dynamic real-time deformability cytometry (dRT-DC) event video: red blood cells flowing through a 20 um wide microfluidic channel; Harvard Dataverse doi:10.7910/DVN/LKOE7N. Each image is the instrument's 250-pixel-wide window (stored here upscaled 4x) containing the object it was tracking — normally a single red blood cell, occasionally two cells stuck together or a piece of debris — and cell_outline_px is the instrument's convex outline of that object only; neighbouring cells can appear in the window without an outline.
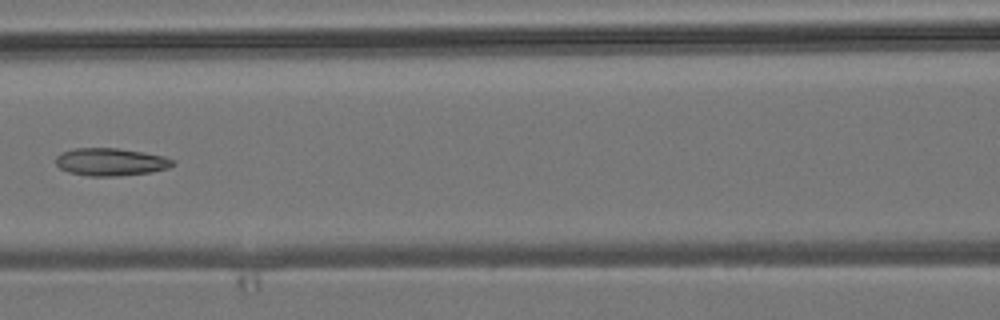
{"species": "common noctule bat (a hibernating species)", "species_latin": "Nyctalus noctula", "temperature_condition": "room temperature", "stored_images_in_passage": 6, "camera_frame_rate_fps": 3000, "um_per_image_px": 0.085, "animal": {"sex": "male", "body_mass_g": 19.2, "forearm_length_mm": 51.8}, "frame": {"image": 1, "passage_image": 6, "time_ms": 6.667, "image_size_px": [1000, 320], "cell_outline_px": [[176, 164], [168, 168], [152, 172], [120, 176], [88, 176], [68, 172], [60, 168], [56, 164], [56, 156], [60, 152], [76, 148], [116, 148], [164, 156], [176, 160]], "centroid_in_image_um": [9.42, 13.77], "position_along_channel_um": 157.2, "area_um2": 18.96}}